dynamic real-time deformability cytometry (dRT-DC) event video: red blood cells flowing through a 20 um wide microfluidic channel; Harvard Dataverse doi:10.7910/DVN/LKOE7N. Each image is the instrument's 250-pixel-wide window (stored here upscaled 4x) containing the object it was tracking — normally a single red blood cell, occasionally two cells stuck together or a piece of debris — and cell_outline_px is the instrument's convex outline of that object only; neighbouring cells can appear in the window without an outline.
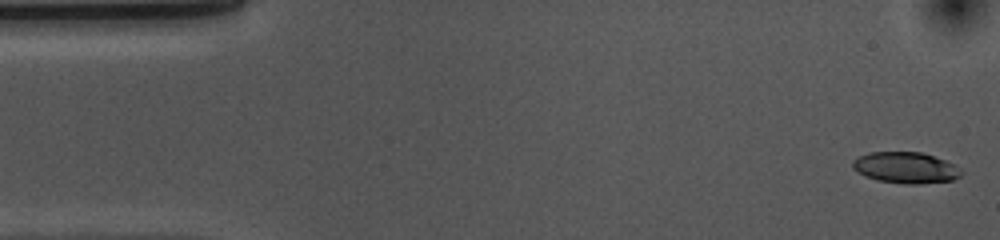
{"species": "common noctule bat (a hibernating species)", "species_latin": "Nyctalus noctula", "temperature_condition": "cold", "stored_images_in_passage": 53, "camera_frame_rate_fps": 3000, "um_per_image_px": 0.085, "animal": {"sex": "female", "body_mass_g": 10.0, "forearm_length_mm": 53.1}, "frame": {"image": 1, "passage_image": 1, "time_ms": 0.0, "image_size_px": [1000, 240], "cell_outline_px": [[964, 172], [960, 176], [952, 180], [920, 184], [904, 184], [876, 180], [864, 176], [852, 168], [852, 160], [868, 152], [920, 152], [944, 160], [952, 164]], "centroid_in_image_um": [76.94, 14.26], "position_along_channel_um": 8.1, "area_um2": 19.71}}
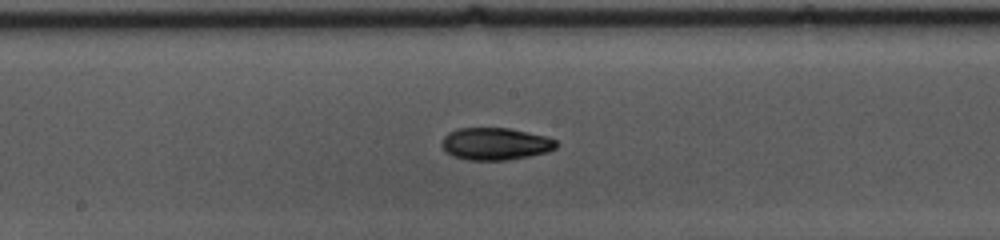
{"frame": {"image": 2, "passage_image": 26, "time_ms": 8.333, "image_size_px": [1000, 240], "cell_outline_px": [[556, 148], [548, 152], [528, 156], [504, 160], [468, 160], [452, 156], [440, 144], [444, 136], [448, 132], [456, 128], [512, 128], [548, 136], [556, 140]], "centroid_in_image_um": [42.11, 12.21], "position_along_channel_um": 206.1, "area_um2": 21.68}}
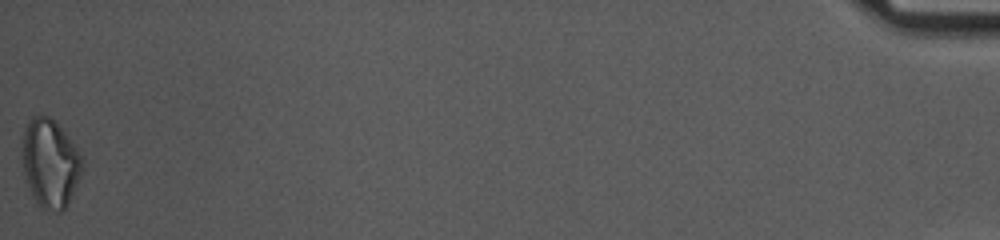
{"frame": {"image": 3, "passage_image": 53, "time_ms": 17.333, "image_size_px": [1000, 240], "cell_outline_px": [[84, 168], [68, 204], [64, 212], [48, 212], [32, 196], [24, 180], [20, 156], [20, 144], [24, 128], [28, 120], [32, 116], [48, 116], [68, 136], [80, 152], [84, 160]], "centroid_in_image_um": [4.23, 13.89], "position_along_channel_um": 431.0, "area_um2": 31.79}, "authors_computed_cell_mechanics": {"area_um2": 21.2126, "velocity_mm_per_s": 3.6708, "shape_relaxation_time_tau1_ms": 4.5296, "shape_relaxation_time_tau2_ms": 11.0924, "deformation_change_tau1": 0.1333, "deformation_change_tau2": 0.1842}}